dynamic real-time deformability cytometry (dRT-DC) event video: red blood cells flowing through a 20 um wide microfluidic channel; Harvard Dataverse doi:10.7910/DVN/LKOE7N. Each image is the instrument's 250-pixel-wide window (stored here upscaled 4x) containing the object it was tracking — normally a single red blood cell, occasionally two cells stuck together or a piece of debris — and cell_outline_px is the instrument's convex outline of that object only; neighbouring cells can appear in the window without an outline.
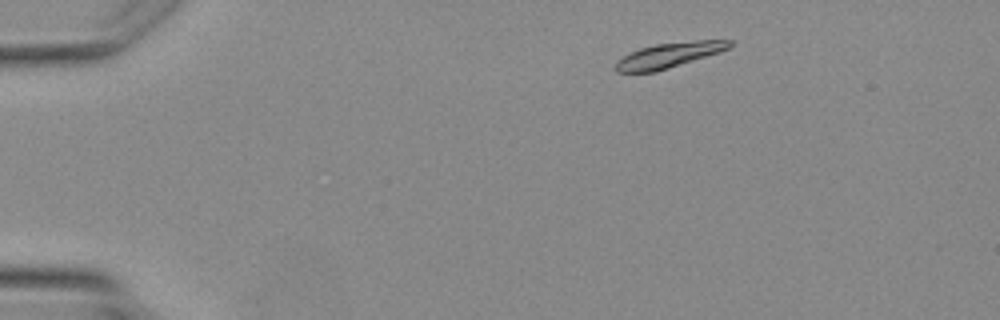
{"species": "Egyptian fruit bat (a non-hibernating species)", "species_latin": "Rousettus aegyptiacus", "temperature_condition": "warm", "stored_images_in_passage": 5, "segment_of_instrument_passage": [2, 2], "camera_frame_rate_fps": 3000, "um_per_image_px": 0.085, "animal": {"sex": "female"}, "frame": {"image": 1, "passage_image": 5, "time_ms": 5.667, "image_size_px": [1000, 320], "cell_outline_px": [[732, 44], [728, 48], [720, 52], [656, 72], [616, 72], [616, 64], [624, 56], [640, 48], [656, 44], [696, 40], [732, 40]], "centroid_in_image_um": [56.89, 4.69], "position_along_channel_um": 28.1, "area_um2": 16.36}}